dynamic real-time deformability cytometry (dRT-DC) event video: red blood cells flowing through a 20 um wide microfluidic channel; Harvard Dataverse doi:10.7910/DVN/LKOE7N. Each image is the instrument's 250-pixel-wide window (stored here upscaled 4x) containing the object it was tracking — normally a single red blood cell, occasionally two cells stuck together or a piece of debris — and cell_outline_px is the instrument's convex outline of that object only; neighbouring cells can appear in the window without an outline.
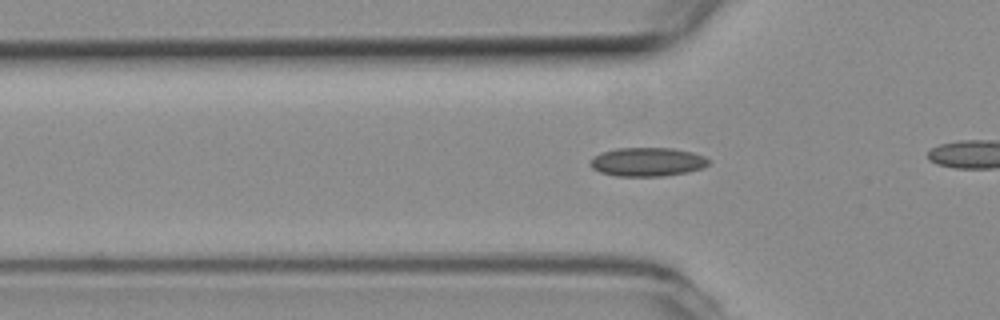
{"species": "common noctule bat (a hibernating species)", "species_latin": "Nyctalus noctula", "temperature_condition": "room temperature", "stored_images_in_passage": 33, "segment_of_instrument_passage": [1, 2], "camera_frame_rate_fps": 3000, "um_per_image_px": 0.085, "animal": {"sex": "female", "body_mass_g": 19.3, "forearm_length_mm": 54.1}, "frame": {"image": 1, "passage_image": 16, "time_ms": 5.0, "image_size_px": [1000, 320], "cell_outline_px": [[712, 160], [704, 168], [688, 172], [664, 176], [616, 176], [600, 172], [592, 168], [588, 164], [592, 156], [600, 152], [616, 148], [672, 148], [692, 152], [704, 156]], "centroid_in_image_um": [55.01, 13.76], "position_along_channel_um": 70.8, "area_um2": 20.17}}
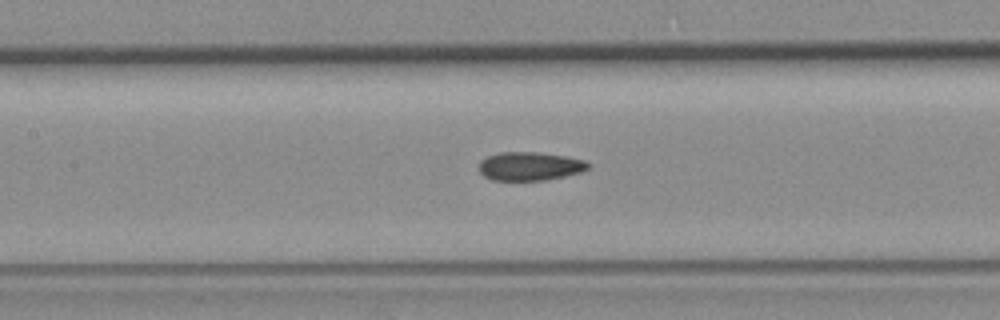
{"frame": {"image": 2, "passage_image": 23, "time_ms": 7.333, "image_size_px": [1000, 320], "cell_outline_px": [[592, 164], [588, 168], [580, 172], [548, 180], [492, 180], [484, 176], [480, 172], [480, 160], [488, 156], [500, 152], [536, 152], [564, 156], [584, 160]], "centroid_in_image_um": [45.04, 14.13], "position_along_channel_um": 162.4, "area_um2": 18.09}}
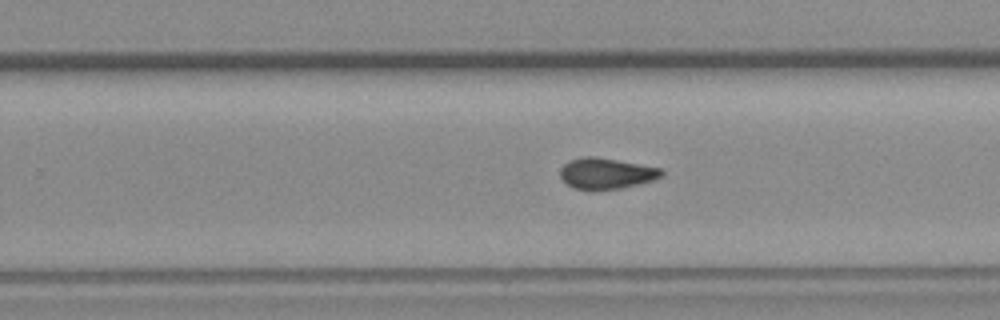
{"frame": {"image": 3, "passage_image": 32, "time_ms": 10.333, "image_size_px": [1000, 320], "cell_outline_px": [[664, 176], [656, 180], [620, 188], [592, 192], [576, 188], [568, 184], [560, 176], [560, 168], [568, 160], [584, 156], [596, 156], [660, 168], [664, 172]], "centroid_in_image_um": [51.53, 14.75], "position_along_channel_um": 278.3, "area_um2": 18.61}}